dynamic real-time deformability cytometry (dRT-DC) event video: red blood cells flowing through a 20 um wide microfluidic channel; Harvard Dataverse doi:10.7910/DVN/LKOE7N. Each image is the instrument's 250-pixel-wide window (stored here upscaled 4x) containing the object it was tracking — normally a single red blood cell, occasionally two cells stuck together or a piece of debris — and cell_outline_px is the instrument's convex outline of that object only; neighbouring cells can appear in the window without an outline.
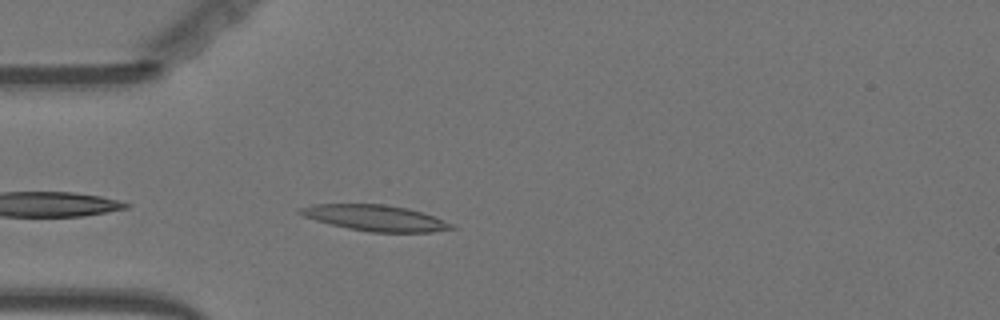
{"species": "Egyptian fruit bat (a non-hibernating species)", "species_latin": "Rousettus aegyptiacus", "temperature_condition": "warm", "stored_images_in_passage": 27, "camera_frame_rate_fps": 3000, "um_per_image_px": 0.085, "animal": {"sex": "female"}, "frame": {"image": 1, "passage_image": 3, "time_ms": 0.667, "image_size_px": [1000, 320], "cell_outline_px": [[456, 228], [432, 232], [368, 232], [348, 228], [316, 220], [304, 216], [296, 212], [296, 208], [312, 204], [384, 204], [408, 208], [424, 212], [436, 216], [452, 224]], "centroid_in_image_um": [31.9, 18.51], "position_along_channel_um": 53.1, "area_um2": 23.0}}
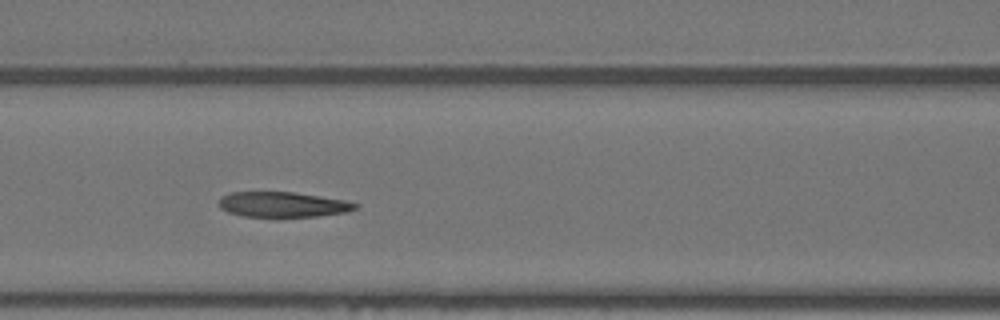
{"frame": {"image": 2, "passage_image": 11, "time_ms": 3.333, "image_size_px": [1000, 320], "cell_outline_px": [[360, 204], [356, 208], [344, 212], [316, 216], [240, 216], [228, 212], [220, 208], [220, 196], [228, 192], [296, 192], [344, 200]], "centroid_in_image_um": [23.99, 17.37], "position_along_channel_um": 142.6, "area_um2": 19.88}}
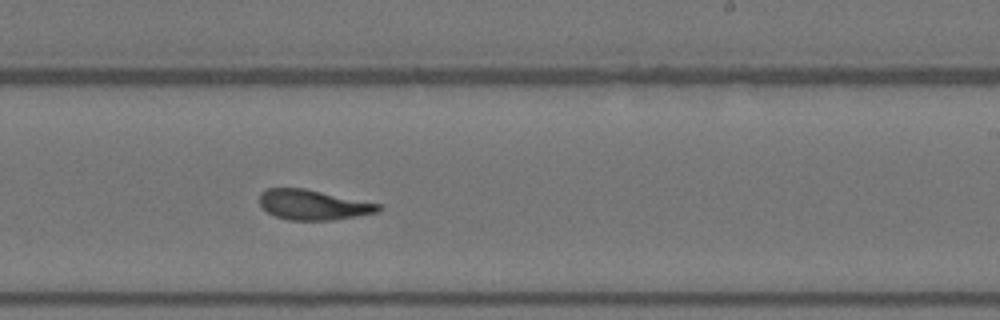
{"frame": {"image": 3, "passage_image": 21, "time_ms": 6.667, "image_size_px": [1000, 320], "cell_outline_px": [[384, 208], [376, 212], [356, 216], [332, 220], [288, 220], [276, 216], [268, 212], [260, 204], [260, 192], [268, 188], [304, 188], [380, 204]], "centroid_in_image_um": [26.61, 17.41], "position_along_channel_um": 262.4, "area_um2": 20.63}}